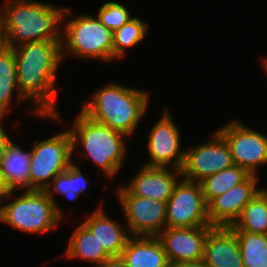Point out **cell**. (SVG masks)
<instances>
[{
	"mask_svg": "<svg viewBox=\"0 0 267 267\" xmlns=\"http://www.w3.org/2000/svg\"><path fill=\"white\" fill-rule=\"evenodd\" d=\"M20 95L35 104L31 114L59 120L56 72L62 59L61 41L41 40L12 48ZM34 102V103H33Z\"/></svg>",
	"mask_w": 267,
	"mask_h": 267,
	"instance_id": "1",
	"label": "cell"
},
{
	"mask_svg": "<svg viewBox=\"0 0 267 267\" xmlns=\"http://www.w3.org/2000/svg\"><path fill=\"white\" fill-rule=\"evenodd\" d=\"M69 8H59L31 0H5L0 25L7 34L9 48L41 40L61 41L60 25Z\"/></svg>",
	"mask_w": 267,
	"mask_h": 267,
	"instance_id": "2",
	"label": "cell"
},
{
	"mask_svg": "<svg viewBox=\"0 0 267 267\" xmlns=\"http://www.w3.org/2000/svg\"><path fill=\"white\" fill-rule=\"evenodd\" d=\"M148 95L142 90L111 83L99 89L92 100L85 102L81 111L126 137L134 134L148 109Z\"/></svg>",
	"mask_w": 267,
	"mask_h": 267,
	"instance_id": "3",
	"label": "cell"
},
{
	"mask_svg": "<svg viewBox=\"0 0 267 267\" xmlns=\"http://www.w3.org/2000/svg\"><path fill=\"white\" fill-rule=\"evenodd\" d=\"M74 122V126L68 129L72 137L73 151L76 145L81 143L85 154L88 155L82 154V158L90 157L109 178L115 176L124 160L125 135L94 121L82 111Z\"/></svg>",
	"mask_w": 267,
	"mask_h": 267,
	"instance_id": "4",
	"label": "cell"
},
{
	"mask_svg": "<svg viewBox=\"0 0 267 267\" xmlns=\"http://www.w3.org/2000/svg\"><path fill=\"white\" fill-rule=\"evenodd\" d=\"M21 194L8 204L1 202V222L22 232L37 234L50 232L61 221V207L45 191L24 190Z\"/></svg>",
	"mask_w": 267,
	"mask_h": 267,
	"instance_id": "5",
	"label": "cell"
},
{
	"mask_svg": "<svg viewBox=\"0 0 267 267\" xmlns=\"http://www.w3.org/2000/svg\"><path fill=\"white\" fill-rule=\"evenodd\" d=\"M64 25L61 29L62 59L67 51V55L80 58H95L105 62L113 60V32L98 18L79 15Z\"/></svg>",
	"mask_w": 267,
	"mask_h": 267,
	"instance_id": "6",
	"label": "cell"
},
{
	"mask_svg": "<svg viewBox=\"0 0 267 267\" xmlns=\"http://www.w3.org/2000/svg\"><path fill=\"white\" fill-rule=\"evenodd\" d=\"M69 130L33 143L30 151V190L45 191L51 181L73 163Z\"/></svg>",
	"mask_w": 267,
	"mask_h": 267,
	"instance_id": "7",
	"label": "cell"
},
{
	"mask_svg": "<svg viewBox=\"0 0 267 267\" xmlns=\"http://www.w3.org/2000/svg\"><path fill=\"white\" fill-rule=\"evenodd\" d=\"M210 225L208 205L199 182L181 178L167 201L166 227L188 228Z\"/></svg>",
	"mask_w": 267,
	"mask_h": 267,
	"instance_id": "8",
	"label": "cell"
},
{
	"mask_svg": "<svg viewBox=\"0 0 267 267\" xmlns=\"http://www.w3.org/2000/svg\"><path fill=\"white\" fill-rule=\"evenodd\" d=\"M226 141L235 165L249 174L257 175L256 169L267 163V136L254 131L239 120H232L216 130Z\"/></svg>",
	"mask_w": 267,
	"mask_h": 267,
	"instance_id": "9",
	"label": "cell"
},
{
	"mask_svg": "<svg viewBox=\"0 0 267 267\" xmlns=\"http://www.w3.org/2000/svg\"><path fill=\"white\" fill-rule=\"evenodd\" d=\"M213 139L185 151L182 178L201 182L232 165V155L225 139L215 131Z\"/></svg>",
	"mask_w": 267,
	"mask_h": 267,
	"instance_id": "10",
	"label": "cell"
},
{
	"mask_svg": "<svg viewBox=\"0 0 267 267\" xmlns=\"http://www.w3.org/2000/svg\"><path fill=\"white\" fill-rule=\"evenodd\" d=\"M131 236H158L166 228L167 202L133 194H118Z\"/></svg>",
	"mask_w": 267,
	"mask_h": 267,
	"instance_id": "11",
	"label": "cell"
},
{
	"mask_svg": "<svg viewBox=\"0 0 267 267\" xmlns=\"http://www.w3.org/2000/svg\"><path fill=\"white\" fill-rule=\"evenodd\" d=\"M164 111L149 132L147 142L149 160L144 165L167 168L173 163L174 169L181 170L186 150L180 148V130L171 118V114L167 108Z\"/></svg>",
	"mask_w": 267,
	"mask_h": 267,
	"instance_id": "12",
	"label": "cell"
},
{
	"mask_svg": "<svg viewBox=\"0 0 267 267\" xmlns=\"http://www.w3.org/2000/svg\"><path fill=\"white\" fill-rule=\"evenodd\" d=\"M212 227L211 225L188 228L166 227L157 237L164 247L169 263L203 259L205 241Z\"/></svg>",
	"mask_w": 267,
	"mask_h": 267,
	"instance_id": "13",
	"label": "cell"
},
{
	"mask_svg": "<svg viewBox=\"0 0 267 267\" xmlns=\"http://www.w3.org/2000/svg\"><path fill=\"white\" fill-rule=\"evenodd\" d=\"M257 175L250 174L242 183L213 198L208 205L211 226L230 227L239 218L243 208L262 189L258 188Z\"/></svg>",
	"mask_w": 267,
	"mask_h": 267,
	"instance_id": "14",
	"label": "cell"
},
{
	"mask_svg": "<svg viewBox=\"0 0 267 267\" xmlns=\"http://www.w3.org/2000/svg\"><path fill=\"white\" fill-rule=\"evenodd\" d=\"M141 170L125 186L118 188L117 194H133L136 196L162 200L167 202L181 178V170L172 171L164 167L143 165Z\"/></svg>",
	"mask_w": 267,
	"mask_h": 267,
	"instance_id": "15",
	"label": "cell"
},
{
	"mask_svg": "<svg viewBox=\"0 0 267 267\" xmlns=\"http://www.w3.org/2000/svg\"><path fill=\"white\" fill-rule=\"evenodd\" d=\"M203 260L208 267H244L237 235L231 227L213 226L209 230Z\"/></svg>",
	"mask_w": 267,
	"mask_h": 267,
	"instance_id": "16",
	"label": "cell"
},
{
	"mask_svg": "<svg viewBox=\"0 0 267 267\" xmlns=\"http://www.w3.org/2000/svg\"><path fill=\"white\" fill-rule=\"evenodd\" d=\"M126 267H169L164 247L157 236H131L120 256Z\"/></svg>",
	"mask_w": 267,
	"mask_h": 267,
	"instance_id": "17",
	"label": "cell"
},
{
	"mask_svg": "<svg viewBox=\"0 0 267 267\" xmlns=\"http://www.w3.org/2000/svg\"><path fill=\"white\" fill-rule=\"evenodd\" d=\"M83 224L95 235L111 257L121 256L131 237L128 229L123 230L120 223L110 219L101 207L87 217Z\"/></svg>",
	"mask_w": 267,
	"mask_h": 267,
	"instance_id": "18",
	"label": "cell"
},
{
	"mask_svg": "<svg viewBox=\"0 0 267 267\" xmlns=\"http://www.w3.org/2000/svg\"><path fill=\"white\" fill-rule=\"evenodd\" d=\"M29 175L30 151L25 152L10 140L0 162V178L5 191L30 190Z\"/></svg>",
	"mask_w": 267,
	"mask_h": 267,
	"instance_id": "19",
	"label": "cell"
},
{
	"mask_svg": "<svg viewBox=\"0 0 267 267\" xmlns=\"http://www.w3.org/2000/svg\"><path fill=\"white\" fill-rule=\"evenodd\" d=\"M65 255L69 259H82L95 264V266L111 258L104 247L100 245L95 235L83 223L76 227L69 238Z\"/></svg>",
	"mask_w": 267,
	"mask_h": 267,
	"instance_id": "20",
	"label": "cell"
},
{
	"mask_svg": "<svg viewBox=\"0 0 267 267\" xmlns=\"http://www.w3.org/2000/svg\"><path fill=\"white\" fill-rule=\"evenodd\" d=\"M234 231L267 234V189L262 188L230 226Z\"/></svg>",
	"mask_w": 267,
	"mask_h": 267,
	"instance_id": "21",
	"label": "cell"
},
{
	"mask_svg": "<svg viewBox=\"0 0 267 267\" xmlns=\"http://www.w3.org/2000/svg\"><path fill=\"white\" fill-rule=\"evenodd\" d=\"M249 175L245 169L234 164L206 177L200 182L206 203L208 204L213 198L224 194L232 187L242 183Z\"/></svg>",
	"mask_w": 267,
	"mask_h": 267,
	"instance_id": "22",
	"label": "cell"
},
{
	"mask_svg": "<svg viewBox=\"0 0 267 267\" xmlns=\"http://www.w3.org/2000/svg\"><path fill=\"white\" fill-rule=\"evenodd\" d=\"M18 92L17 102H22L25 99L20 95L18 88V78L16 69V60L14 51L9 48L3 55L0 56V114L6 115L10 110L12 95L15 90Z\"/></svg>",
	"mask_w": 267,
	"mask_h": 267,
	"instance_id": "23",
	"label": "cell"
},
{
	"mask_svg": "<svg viewBox=\"0 0 267 267\" xmlns=\"http://www.w3.org/2000/svg\"><path fill=\"white\" fill-rule=\"evenodd\" d=\"M86 176L82 174L80 168L72 163L68 169L58 174L45 190L48 197L58 205L55 201L53 193L64 195L70 200H77L79 195L84 193L87 187ZM53 187V190L51 189Z\"/></svg>",
	"mask_w": 267,
	"mask_h": 267,
	"instance_id": "24",
	"label": "cell"
},
{
	"mask_svg": "<svg viewBox=\"0 0 267 267\" xmlns=\"http://www.w3.org/2000/svg\"><path fill=\"white\" fill-rule=\"evenodd\" d=\"M244 267H267V234L235 231Z\"/></svg>",
	"mask_w": 267,
	"mask_h": 267,
	"instance_id": "25",
	"label": "cell"
},
{
	"mask_svg": "<svg viewBox=\"0 0 267 267\" xmlns=\"http://www.w3.org/2000/svg\"><path fill=\"white\" fill-rule=\"evenodd\" d=\"M147 22L138 17L131 18L119 29L113 32V60L122 58L126 49L136 46L144 38L148 31Z\"/></svg>",
	"mask_w": 267,
	"mask_h": 267,
	"instance_id": "26",
	"label": "cell"
},
{
	"mask_svg": "<svg viewBox=\"0 0 267 267\" xmlns=\"http://www.w3.org/2000/svg\"><path fill=\"white\" fill-rule=\"evenodd\" d=\"M97 18L104 26L114 32L132 17L129 10L123 4L107 1L100 7Z\"/></svg>",
	"mask_w": 267,
	"mask_h": 267,
	"instance_id": "27",
	"label": "cell"
},
{
	"mask_svg": "<svg viewBox=\"0 0 267 267\" xmlns=\"http://www.w3.org/2000/svg\"><path fill=\"white\" fill-rule=\"evenodd\" d=\"M5 115L0 114V162L5 154L6 147L10 142V137L7 135L6 131L2 127V121L4 120Z\"/></svg>",
	"mask_w": 267,
	"mask_h": 267,
	"instance_id": "28",
	"label": "cell"
},
{
	"mask_svg": "<svg viewBox=\"0 0 267 267\" xmlns=\"http://www.w3.org/2000/svg\"><path fill=\"white\" fill-rule=\"evenodd\" d=\"M95 267H126L125 261L119 257H111Z\"/></svg>",
	"mask_w": 267,
	"mask_h": 267,
	"instance_id": "29",
	"label": "cell"
},
{
	"mask_svg": "<svg viewBox=\"0 0 267 267\" xmlns=\"http://www.w3.org/2000/svg\"><path fill=\"white\" fill-rule=\"evenodd\" d=\"M169 267H208L203 259L197 261H185L170 264Z\"/></svg>",
	"mask_w": 267,
	"mask_h": 267,
	"instance_id": "30",
	"label": "cell"
},
{
	"mask_svg": "<svg viewBox=\"0 0 267 267\" xmlns=\"http://www.w3.org/2000/svg\"><path fill=\"white\" fill-rule=\"evenodd\" d=\"M9 49L7 42V34L0 25V56Z\"/></svg>",
	"mask_w": 267,
	"mask_h": 267,
	"instance_id": "31",
	"label": "cell"
},
{
	"mask_svg": "<svg viewBox=\"0 0 267 267\" xmlns=\"http://www.w3.org/2000/svg\"><path fill=\"white\" fill-rule=\"evenodd\" d=\"M14 193V191H10V192H6L5 194H0V221H1V202L4 201L3 199L5 198V200L7 198H11Z\"/></svg>",
	"mask_w": 267,
	"mask_h": 267,
	"instance_id": "32",
	"label": "cell"
},
{
	"mask_svg": "<svg viewBox=\"0 0 267 267\" xmlns=\"http://www.w3.org/2000/svg\"><path fill=\"white\" fill-rule=\"evenodd\" d=\"M5 193H6V191H5V188H4L2 181H1V178H0V194H5Z\"/></svg>",
	"mask_w": 267,
	"mask_h": 267,
	"instance_id": "33",
	"label": "cell"
},
{
	"mask_svg": "<svg viewBox=\"0 0 267 267\" xmlns=\"http://www.w3.org/2000/svg\"><path fill=\"white\" fill-rule=\"evenodd\" d=\"M262 63H263V66L267 72V57L263 59Z\"/></svg>",
	"mask_w": 267,
	"mask_h": 267,
	"instance_id": "34",
	"label": "cell"
}]
</instances>
